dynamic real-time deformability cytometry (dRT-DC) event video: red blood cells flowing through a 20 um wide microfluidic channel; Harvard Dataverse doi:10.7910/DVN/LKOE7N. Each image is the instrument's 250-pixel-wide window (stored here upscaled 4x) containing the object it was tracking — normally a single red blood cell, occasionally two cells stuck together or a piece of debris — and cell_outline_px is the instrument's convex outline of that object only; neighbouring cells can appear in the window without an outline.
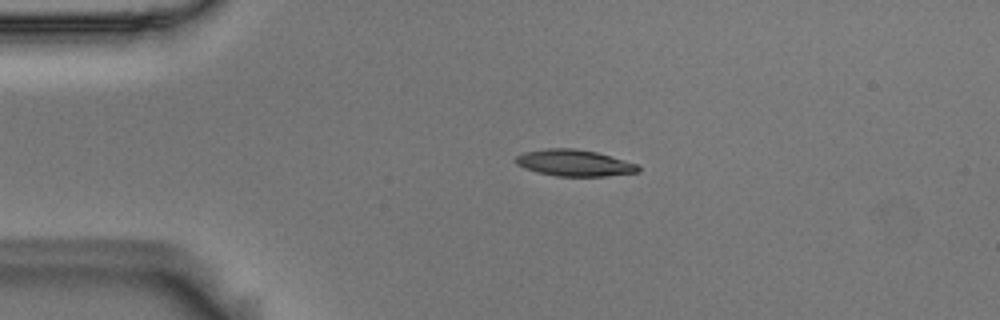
{"species": "Egyptian fruit bat (a non-hibernating species)", "species_latin": "Rousettus aegyptiacus", "temperature_condition": "room temperature", "stored_images_in_passage": 44, "camera_frame_rate_fps": 3000, "um_per_image_px": 0.085, "animal": {"sex": "male"}, "frame": {"image": 1, "passage_image": 1, "time_ms": 0.0, "image_size_px": [1000, 320], "cell_outline_px": [[640, 172], [604, 176], [556, 176], [536, 172], [524, 168], [516, 164], [516, 156], [524, 152], [544, 148], [576, 148], [596, 152], [624, 160], [636, 164], [640, 168]], "centroid_in_image_um": [48.79, 13.85], "position_along_channel_um": 36.2, "area_um2": 18.9}}
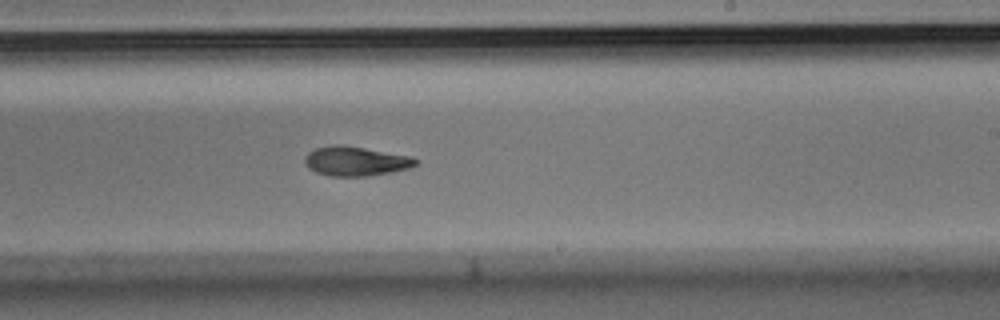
{"frame": {"image": 2, "passage_image": 22, "time_ms": 7.0, "image_size_px": [1000, 320], "cell_outline_px": [[420, 160], [416, 164], [408, 168], [368, 176], [328, 176], [316, 172], [308, 168], [304, 164], [304, 156], [308, 152], [316, 148], [332, 144], [340, 144], [412, 156]], "centroid_in_image_um": [30.19, 13.69], "position_along_channel_um": 258.8, "area_um2": 19.07}}
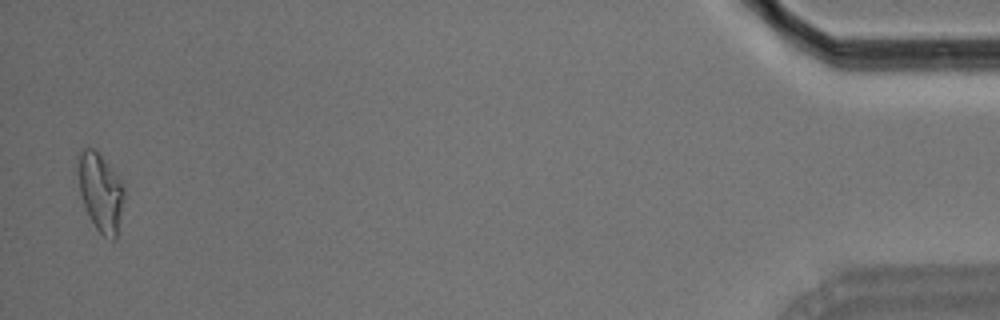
{"frame": {"image": 3, "passage_image": 43, "time_ms": 14.0, "image_size_px": [1000, 320], "cell_outline_px": [[124, 196], [116, 240], [112, 240], [104, 236], [96, 228], [88, 216], [80, 192], [76, 152], [80, 148], [96, 148], [120, 180], [124, 188]], "centroid_in_image_um": [8.52, 16.28], "position_along_channel_um": 426.7, "area_um2": 21.1}, "authors_computed_cell_mechanics": {"area_um2": 19.1607, "velocity_mm_per_s": 3.671, "shape_relaxation_time_tau1_ms": 5.9959, "shape_relaxation_time_tau2_ms": 5.9284, "deformation_change_tau1": 0.1718, "deformation_change_tau2": 0.1414}}